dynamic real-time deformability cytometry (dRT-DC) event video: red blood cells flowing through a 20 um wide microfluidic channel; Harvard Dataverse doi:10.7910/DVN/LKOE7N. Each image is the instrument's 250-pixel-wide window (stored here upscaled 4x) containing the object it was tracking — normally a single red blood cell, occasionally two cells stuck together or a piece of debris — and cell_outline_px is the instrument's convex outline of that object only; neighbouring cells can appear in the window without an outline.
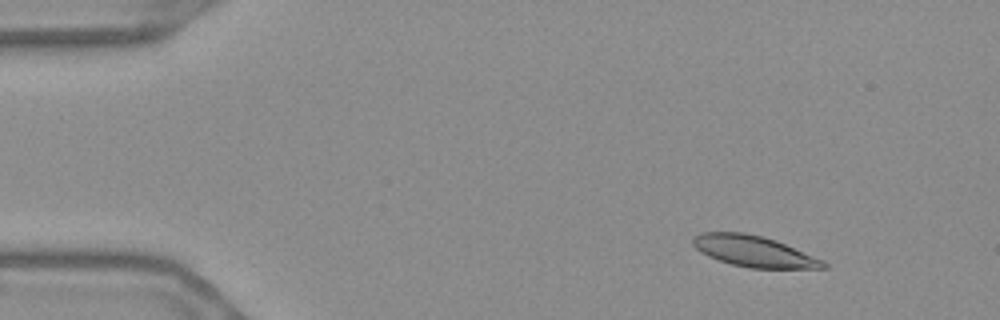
{"species": "Egyptian fruit bat (a non-hibernating species)", "species_latin": "Rousettus aegyptiacus", "temperature_condition": "warm", "stored_images_in_passage": 57, "segment_of_instrument_passage": [1, 2], "camera_frame_rate_fps": 3000, "um_per_image_px": 0.085, "frame": {"image": 1, "passage_image": 7, "time_ms": 2.0, "image_size_px": [1000, 320], "cell_outline_px": [[828, 268], [748, 268], [732, 264], [708, 256], [700, 252], [692, 244], [692, 240], [700, 232], [744, 232], [776, 240], [824, 260], [828, 264]], "centroid_in_image_um": [64.09, 21.36], "position_along_channel_um": 20.9, "area_um2": 23.52}}
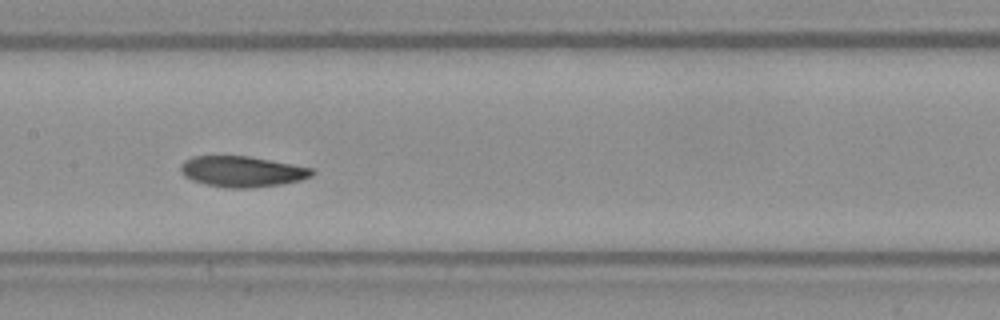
{"frame": {"image": 2, "passage_image": 28, "time_ms": 9.0, "image_size_px": [1000, 320], "cell_outline_px": [[316, 172], [312, 176], [300, 180], [280, 184], [252, 188], [224, 188], [204, 184], [192, 180], [184, 176], [180, 172], [180, 164], [184, 160], [192, 156], [248, 156], [292, 164], [312, 168]], "centroid_in_image_um": [20.54, 14.58], "position_along_channel_um": 186.9, "area_um2": 23.7}}
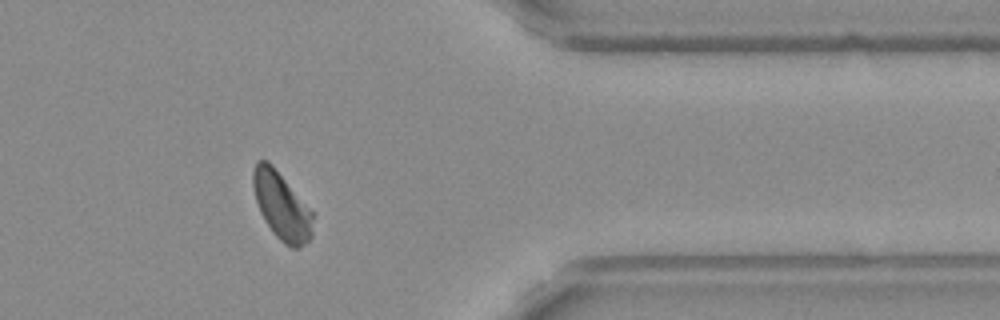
{"frame": {"image": 3, "passage_image": 46, "time_ms": 15.0, "image_size_px": [1000, 320], "cell_outline_px": [[312, 236], [300, 248], [292, 248], [284, 244], [272, 232], [264, 220], [260, 212], [256, 200], [252, 184], [252, 172], [256, 160], [268, 160], [272, 164], [312, 212]], "centroid_in_image_um": [23.9, 17.5], "position_along_channel_um": 387.5, "area_um2": 23.29}}